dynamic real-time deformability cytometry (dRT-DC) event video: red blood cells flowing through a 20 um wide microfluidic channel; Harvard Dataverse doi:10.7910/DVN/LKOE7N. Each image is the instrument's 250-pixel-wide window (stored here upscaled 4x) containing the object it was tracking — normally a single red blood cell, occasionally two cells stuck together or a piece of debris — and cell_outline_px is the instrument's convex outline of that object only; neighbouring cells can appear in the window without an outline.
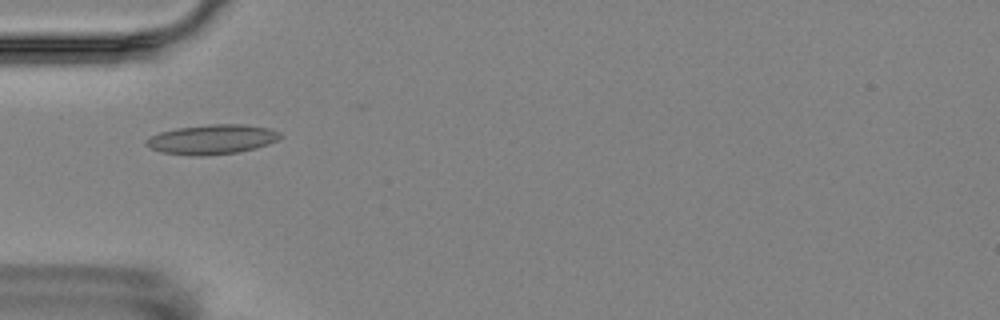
{"species": "Egyptian fruit bat (a non-hibernating species)", "species_latin": "Rousettus aegyptiacus", "temperature_condition": "room temperature", "stored_images_in_passage": 1, "camera_frame_rate_fps": 3000, "um_per_image_px": 0.085, "animal": {"sex": "female"}, "frame": {"image": 1, "passage_image": 1, "time_ms": 0.0, "image_size_px": [1000, 320], "cell_outline_px": [[280, 136], [276, 140], [268, 144], [256, 148], [240, 152], [200, 156], [192, 156], [160, 152], [144, 144], [144, 140], [160, 132], [176, 128], [208, 124], [244, 124], [268, 128], [280, 132]], "centroid_in_image_um": [17.99, 11.85], "position_along_channel_um": 67.0, "area_um2": 23.18}}